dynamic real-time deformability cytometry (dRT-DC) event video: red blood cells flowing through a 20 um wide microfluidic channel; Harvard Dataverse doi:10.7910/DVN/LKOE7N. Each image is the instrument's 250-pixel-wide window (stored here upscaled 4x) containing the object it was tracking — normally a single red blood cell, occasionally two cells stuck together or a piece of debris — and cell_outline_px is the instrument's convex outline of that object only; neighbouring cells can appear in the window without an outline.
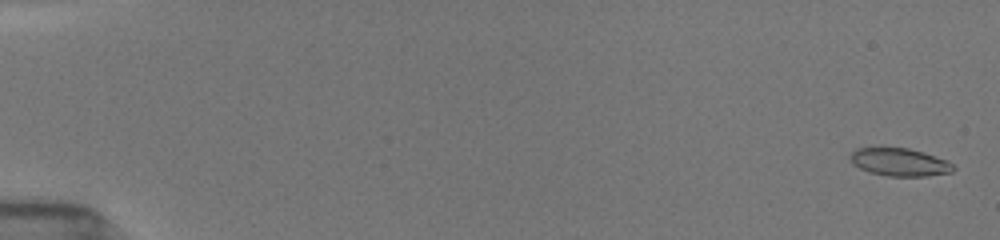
{"species": "common noctule bat (a hibernating species)", "species_latin": "Nyctalus noctula", "temperature_condition": "room temperature", "stored_images_in_passage": 54, "camera_frame_rate_fps": 3000, "um_per_image_px": 0.085, "animal": {"sex": "female", "body_mass_g": 19.5, "forearm_length_mm": 54.1}, "frame": {"image": 1, "passage_image": 2, "time_ms": 0.333, "image_size_px": [1000, 240], "cell_outline_px": [[956, 168], [952, 172], [928, 176], [888, 176], [868, 172], [852, 164], [848, 156], [856, 148], [908, 148], [924, 152], [948, 160]], "centroid_in_image_um": [76.47, 13.78], "position_along_channel_um": 8.5, "area_um2": 16.88}}
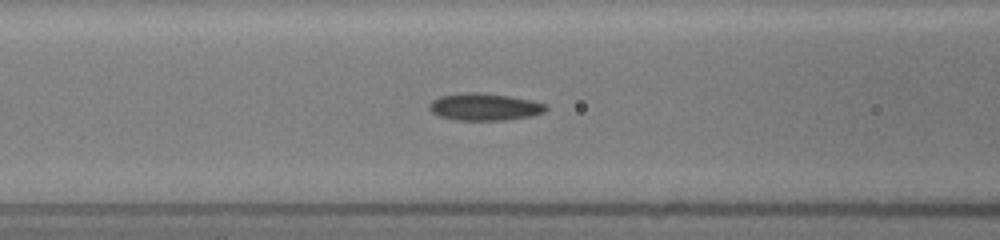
{"frame": {"image": 2, "passage_image": 24, "time_ms": 7.667, "image_size_px": [1000, 240], "cell_outline_px": [[548, 108], [544, 112], [532, 116], [504, 120], [460, 120], [440, 116], [432, 112], [428, 108], [428, 104], [432, 100], [440, 96], [464, 92], [484, 92], [532, 100], [548, 104]], "centroid_in_image_um": [41.2, 9.07], "position_along_channel_um": 125.4, "area_um2": 18.61}}
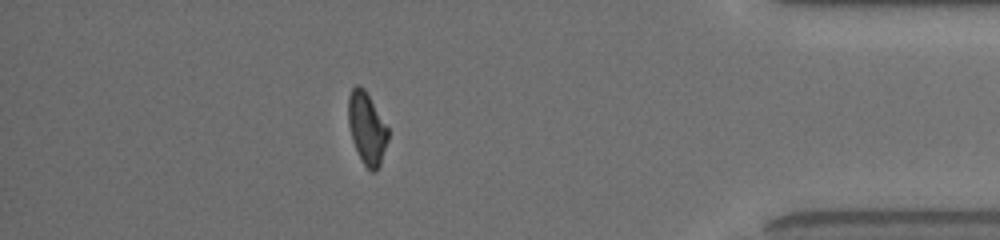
{"frame": {"image": 3, "passage_image": 48, "time_ms": 15.667, "image_size_px": [1000, 240], "cell_outline_px": [[388, 140], [380, 164], [376, 172], [372, 172], [364, 164], [352, 140], [348, 124], [348, 96], [352, 88], [356, 84], [360, 84], [364, 88], [388, 128]], "centroid_in_image_um": [31.17, 10.88], "position_along_channel_um": 404.0, "area_um2": 16.53}, "authors_computed_cell_mechanics": {"area_um2": 17.5134, "velocity_mm_per_s": 3.9194, "shape_relaxation_time_tau1_ms": null, "shape_relaxation_time_tau2_ms": 2.6895, "deformation_change_tau1": null, "deformation_change_tau2": 0.0878}}